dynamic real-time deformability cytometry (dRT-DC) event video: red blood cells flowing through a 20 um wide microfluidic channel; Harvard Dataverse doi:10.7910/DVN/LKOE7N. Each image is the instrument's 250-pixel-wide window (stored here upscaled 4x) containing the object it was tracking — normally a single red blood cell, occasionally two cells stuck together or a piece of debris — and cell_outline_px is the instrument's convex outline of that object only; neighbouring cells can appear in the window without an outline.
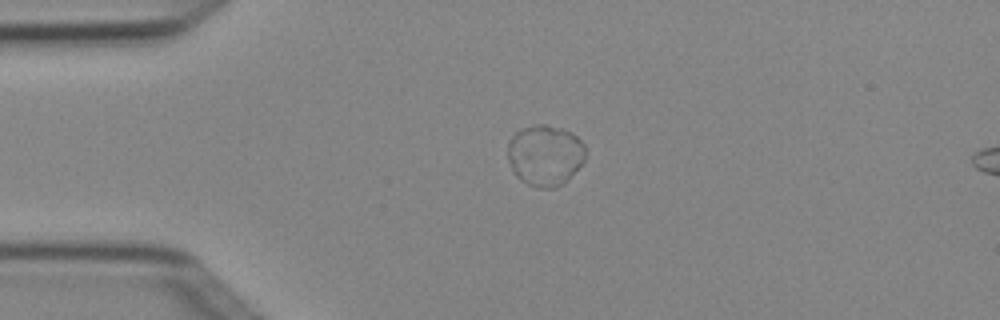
{"species": "Egyptian fruit bat (a non-hibernating species)", "species_latin": "Rousettus aegyptiacus", "temperature_condition": "cold", "stored_images_in_passage": 5, "camera_frame_rate_fps": 3000, "um_per_image_px": 0.085, "animal": {"sex": "female"}, "frame": {"image": 1, "passage_image": 1, "time_ms": 0.0, "image_size_px": [1000, 320], "cell_outline_px": [[584, 160], [564, 184], [556, 188], [536, 188], [520, 180], [516, 176], [508, 160], [508, 144], [512, 136], [520, 128], [532, 124], [544, 124], [560, 128], [576, 136], [584, 144]], "centroid_in_image_um": [46.3, 13.2], "position_along_channel_um": 38.7, "area_um2": 27.63}}
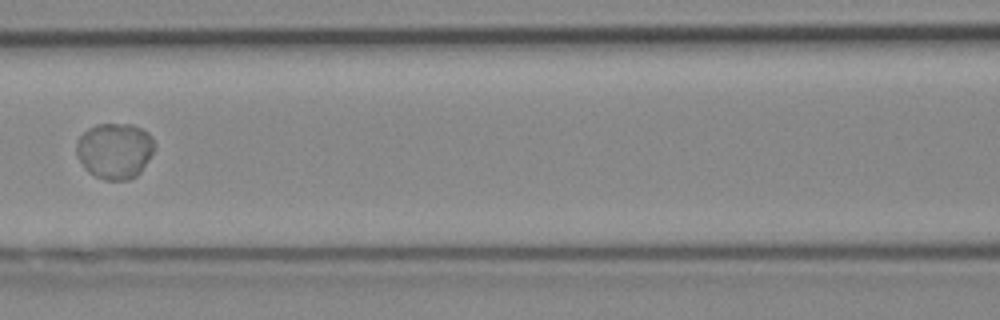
{"frame": {"image": 2, "passage_image": 4, "time_ms": 1.0, "image_size_px": [1000, 320], "cell_outline_px": [[152, 152], [148, 160], [140, 172], [136, 176], [128, 180], [104, 180], [88, 172], [84, 168], [76, 156], [76, 140], [88, 128], [96, 124], [132, 124], [148, 132], [152, 136]], "centroid_in_image_um": [9.71, 12.81], "position_along_channel_um": 156.9, "area_um2": 25.43}}
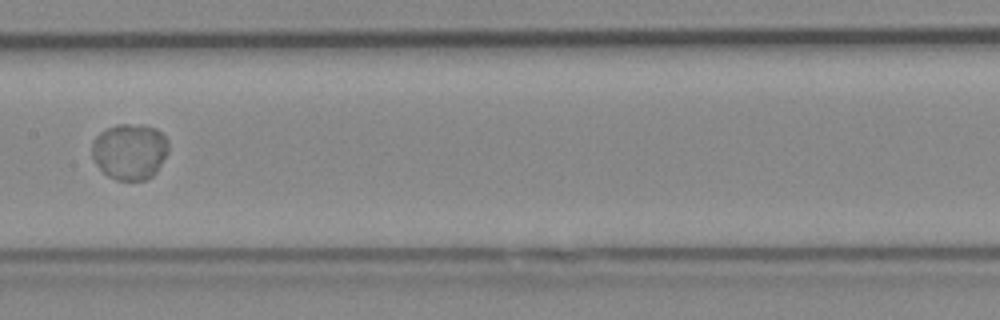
{"frame": {"image": 3, "passage_image": 5, "time_ms": 1.333, "image_size_px": [1000, 320], "cell_outline_px": [[168, 152], [156, 172], [152, 176], [144, 180], [116, 180], [108, 176], [96, 164], [92, 156], [92, 140], [100, 132], [116, 124], [144, 124], [156, 128], [168, 140]], "centroid_in_image_um": [11.03, 12.86], "position_along_channel_um": 196.4, "area_um2": 25.14}}